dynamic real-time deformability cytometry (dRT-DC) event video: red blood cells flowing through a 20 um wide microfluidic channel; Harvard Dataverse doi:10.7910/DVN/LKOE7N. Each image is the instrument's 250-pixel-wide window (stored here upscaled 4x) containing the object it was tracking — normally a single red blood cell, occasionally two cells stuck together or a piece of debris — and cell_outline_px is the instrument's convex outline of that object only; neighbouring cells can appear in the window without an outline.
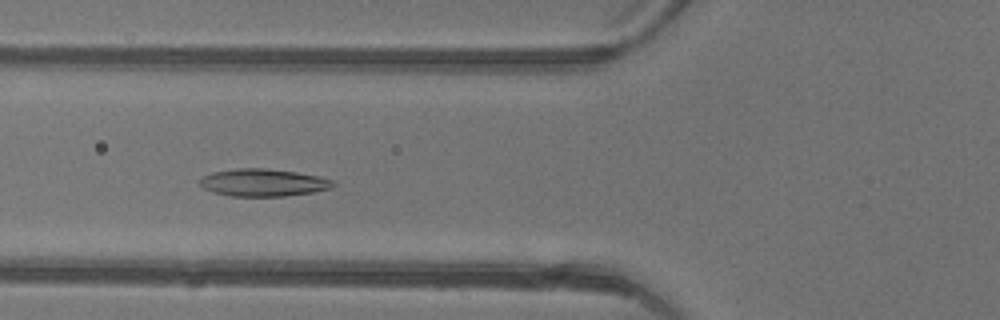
{"species": "common noctule bat (a hibernating species)", "species_latin": "Nyctalus noctula", "temperature_condition": "warm", "stored_images_in_passage": 35, "camera_frame_rate_fps": 3000, "um_per_image_px": 0.085, "animal": {"sex": "female"}, "frame": {"image": 1, "passage_image": 6, "time_ms": 1.667, "image_size_px": [1000, 320], "cell_outline_px": [[336, 184], [332, 188], [312, 192], [284, 196], [232, 196], [212, 192], [204, 188], [196, 180], [200, 176], [212, 172], [236, 168], [264, 168], [296, 172], [316, 176], [332, 180]], "centroid_in_image_um": [22.31, 15.51], "position_along_channel_um": 103.5, "area_um2": 21.39}}
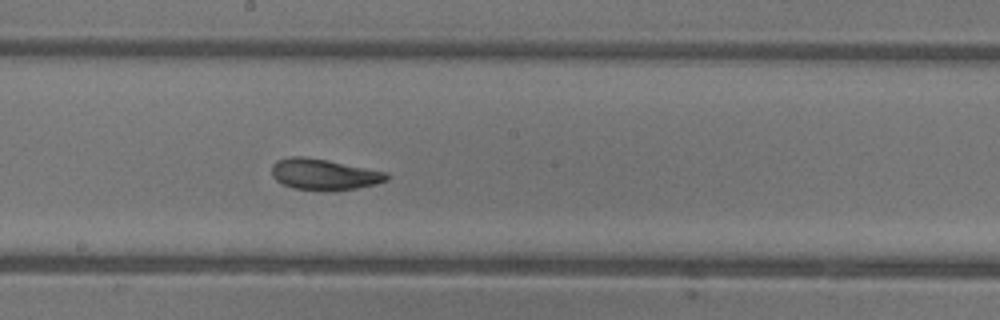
{"frame": {"image": 2, "passage_image": 14, "time_ms": 4.333, "image_size_px": [1000, 320], "cell_outline_px": [[388, 180], [356, 188], [332, 192], [292, 188], [276, 180], [272, 176], [272, 164], [276, 160], [292, 156], [304, 156], [328, 160], [388, 172]], "centroid_in_image_um": [27.52, 14.82], "position_along_channel_um": 220.7, "area_um2": 20.98}}
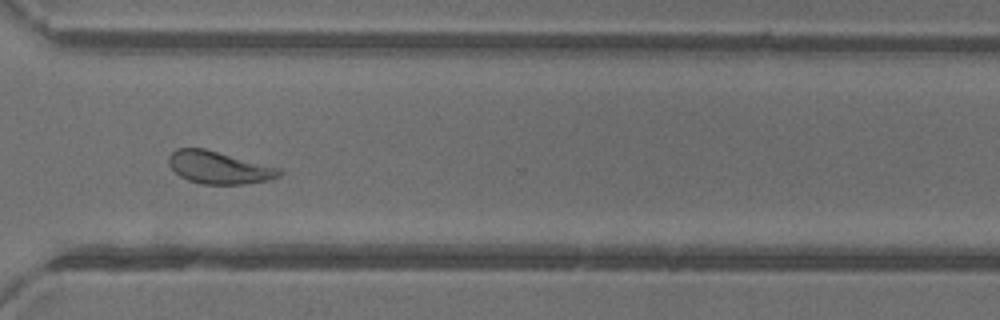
{"frame": {"image": 3, "passage_image": 23, "time_ms": 7.333, "image_size_px": [1000, 320], "cell_outline_px": [[284, 172], [280, 176], [272, 180], [244, 184], [200, 184], [188, 180], [180, 176], [168, 164], [168, 156], [176, 148], [204, 148], [284, 168]], "centroid_in_image_um": [18.68, 14.24], "position_along_channel_um": 351.9, "area_um2": 21.39}, "authors_computed_cell_mechanics": {"area_um2": 21.1548, "velocity_mm_per_s": 4.3852, "shape_relaxation_time_tau1_ms": 2.3206, "shape_relaxation_time_tau2_ms": 1.776, "deformation_change_tau1": 0.1312, "deformation_change_tau2": 0.0879}}